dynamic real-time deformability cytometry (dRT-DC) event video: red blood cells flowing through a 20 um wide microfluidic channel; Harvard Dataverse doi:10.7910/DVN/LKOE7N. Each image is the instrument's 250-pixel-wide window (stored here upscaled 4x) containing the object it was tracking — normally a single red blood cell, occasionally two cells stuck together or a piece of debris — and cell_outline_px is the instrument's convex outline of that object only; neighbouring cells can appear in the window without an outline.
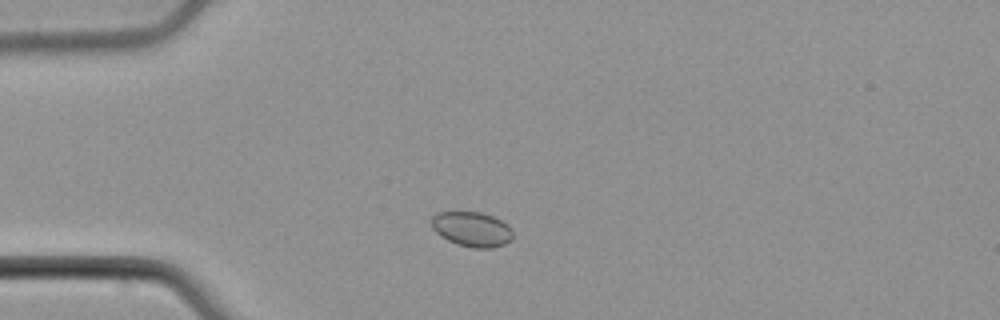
{"species": "common noctule bat (a hibernating species)", "species_latin": "Nyctalus noctula", "temperature_condition": "cold", "stored_images_in_passage": 48, "camera_frame_rate_fps": 3000, "um_per_image_px": 0.085, "animal": {"sex": "male", "body_mass_g": 21.5, "forearm_length_mm": 52.0}, "frame": {"image": 1, "passage_image": 7, "time_ms": 2.0, "image_size_px": [1000, 320], "cell_outline_px": [[512, 240], [504, 244], [492, 248], [472, 248], [456, 244], [440, 236], [432, 228], [428, 220], [436, 212], [480, 212], [492, 216], [508, 224], [512, 228]], "centroid_in_image_um": [40.08, 19.48], "position_along_channel_um": 44.9, "area_um2": 16.82}}
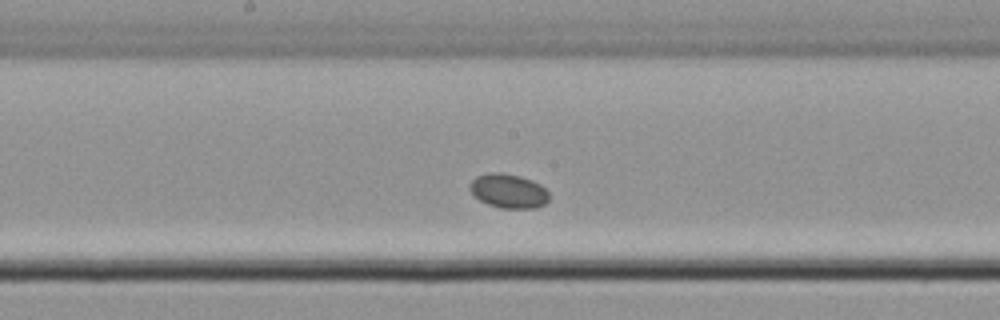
{"frame": {"image": 2, "passage_image": 22, "time_ms": 7.0, "image_size_px": [1000, 320], "cell_outline_px": [[548, 200], [544, 204], [536, 208], [500, 208], [488, 204], [480, 200], [468, 188], [468, 184], [476, 176], [488, 172], [500, 172], [520, 176], [532, 180], [540, 184], [548, 192]], "centroid_in_image_um": [43.2, 16.22], "position_along_channel_um": 205.0, "area_um2": 15.84}}
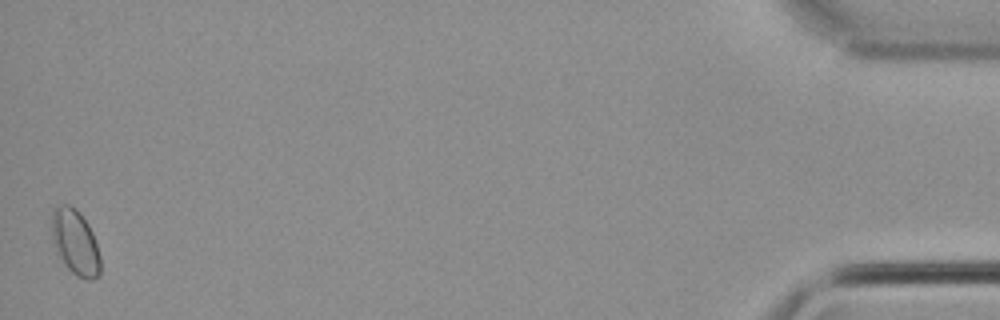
{"frame": {"image": 3, "passage_image": 48, "time_ms": 15.667, "image_size_px": [1000, 320], "cell_outline_px": [[100, 276], [92, 280], [88, 280], [76, 276], [64, 264], [56, 252], [52, 240], [52, 208], [56, 204], [68, 204], [76, 208], [88, 224], [92, 232], [100, 256]], "centroid_in_image_um": [6.38, 20.59], "position_along_channel_um": 428.8, "area_um2": 18.73}, "authors_computed_cell_mechanics": {"area_um2": 15.9817, "velocity_mm_per_s": 3.6944, "shape_relaxation_time_tau1_ms": null, "shape_relaxation_time_tau2_ms": 4.9054, "deformation_change_tau1": null, "deformation_change_tau2": 0.0254}}